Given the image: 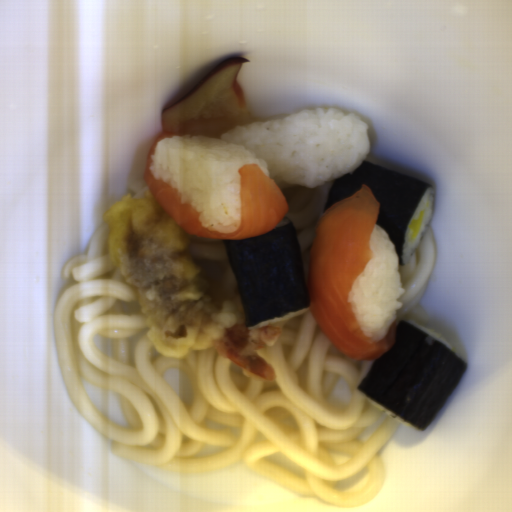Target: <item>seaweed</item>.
I'll use <instances>...</instances> for the list:
<instances>
[{"instance_id":"obj_2","label":"seaweed","mask_w":512,"mask_h":512,"mask_svg":"<svg viewBox=\"0 0 512 512\" xmlns=\"http://www.w3.org/2000/svg\"><path fill=\"white\" fill-rule=\"evenodd\" d=\"M233 271L245 329L310 307L293 222L246 239H220Z\"/></svg>"},{"instance_id":"obj_1","label":"seaweed","mask_w":512,"mask_h":512,"mask_svg":"<svg viewBox=\"0 0 512 512\" xmlns=\"http://www.w3.org/2000/svg\"><path fill=\"white\" fill-rule=\"evenodd\" d=\"M393 347L374 360L358 391L414 428L426 430L467 365L442 342L401 320Z\"/></svg>"},{"instance_id":"obj_3","label":"seaweed","mask_w":512,"mask_h":512,"mask_svg":"<svg viewBox=\"0 0 512 512\" xmlns=\"http://www.w3.org/2000/svg\"><path fill=\"white\" fill-rule=\"evenodd\" d=\"M366 185L378 203L375 225L381 227L392 242L399 265L403 264L402 250L412 216L431 186L391 168L369 161L360 164L353 173L334 179L324 211L360 192Z\"/></svg>"}]
</instances>
